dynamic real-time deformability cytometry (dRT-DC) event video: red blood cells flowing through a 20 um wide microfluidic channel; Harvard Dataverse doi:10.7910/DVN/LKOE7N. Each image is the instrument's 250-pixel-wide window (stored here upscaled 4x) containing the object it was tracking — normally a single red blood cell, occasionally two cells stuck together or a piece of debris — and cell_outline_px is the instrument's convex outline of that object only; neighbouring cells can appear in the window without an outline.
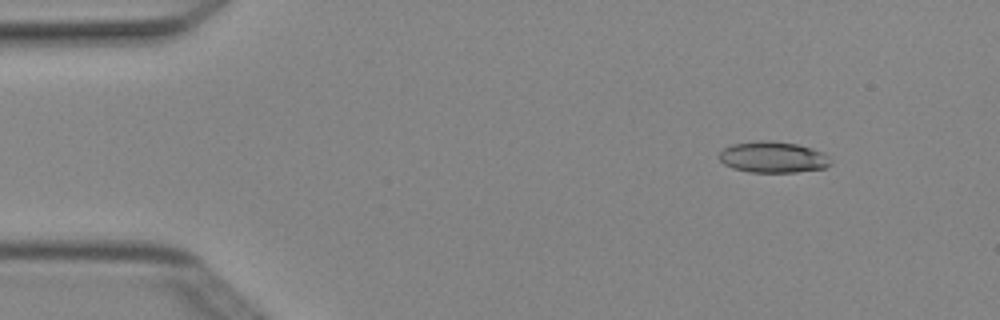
{"species": "Egyptian fruit bat (a non-hibernating species)", "species_latin": "Rousettus aegyptiacus", "temperature_condition": "cold", "stored_images_in_passage": 4, "camera_frame_rate_fps": 3000, "um_per_image_px": 0.085, "animal": {"sex": "female"}, "frame": {"image": 1, "passage_image": 2, "time_ms": 0.333, "image_size_px": [1000, 320], "cell_outline_px": [[832, 164], [824, 168], [796, 172], [748, 172], [732, 168], [724, 164], [716, 156], [724, 148], [732, 144], [756, 140], [768, 140], [796, 144], [824, 152], [832, 160]], "centroid_in_image_um": [65.69, 13.36], "position_along_channel_um": 19.3, "area_um2": 20.46}}
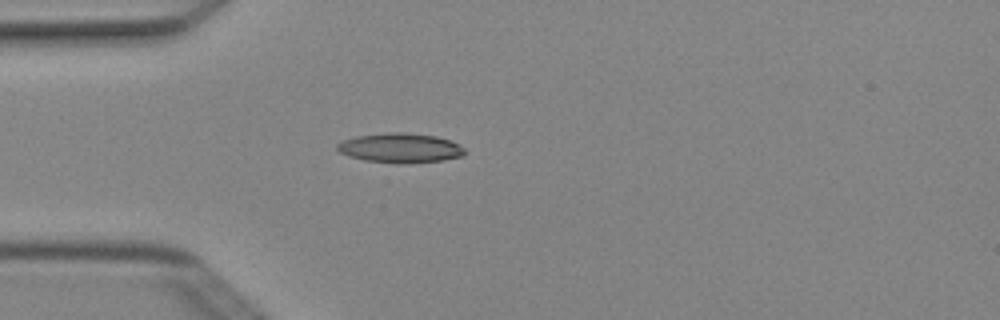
{"frame": {"image": 2, "passage_image": 4, "time_ms": 1.0, "image_size_px": [1000, 320], "cell_outline_px": [[464, 156], [444, 160], [396, 164], [364, 160], [348, 156], [340, 152], [336, 148], [336, 144], [344, 140], [356, 136], [392, 132], [400, 132], [436, 136], [460, 144], [464, 148]], "centroid_in_image_um": [34.02, 12.58], "position_along_channel_um": 51.0, "area_um2": 21.96}}